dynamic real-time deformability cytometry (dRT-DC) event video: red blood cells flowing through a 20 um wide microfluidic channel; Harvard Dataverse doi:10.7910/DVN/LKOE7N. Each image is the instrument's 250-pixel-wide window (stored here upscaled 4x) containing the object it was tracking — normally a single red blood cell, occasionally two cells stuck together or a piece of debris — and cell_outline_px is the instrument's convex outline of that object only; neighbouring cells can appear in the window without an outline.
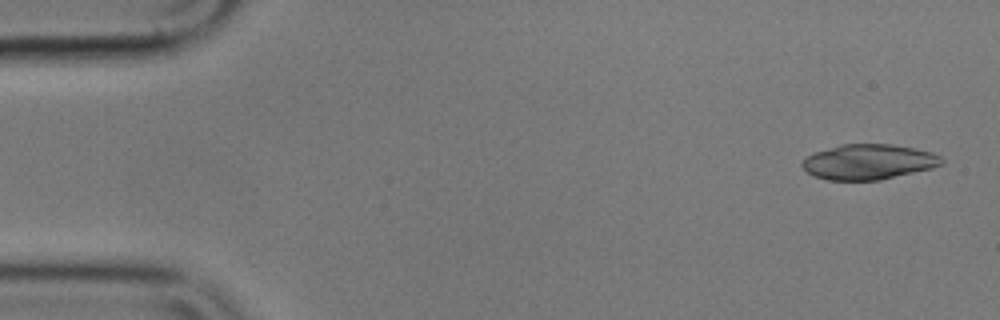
{"species": "common noctule bat (a hibernating species)", "species_latin": "Nyctalus noctula", "temperature_condition": "cold", "stored_images_in_passage": 53, "camera_frame_rate_fps": 3000, "um_per_image_px": 0.085, "animal": {"sex": "male", "body_mass_g": 17.9}, "frame": {"image": 1, "passage_image": 1, "time_ms": 0.0, "image_size_px": [1000, 320], "cell_outline_px": [[944, 160], [940, 164], [932, 168], [880, 180], [828, 180], [816, 176], [808, 172], [800, 164], [808, 156], [816, 152], [840, 144], [892, 144], [916, 148], [932, 152], [940, 156]], "centroid_in_image_um": [73.85, 13.75], "position_along_channel_um": 11.2, "area_um2": 28.44}}
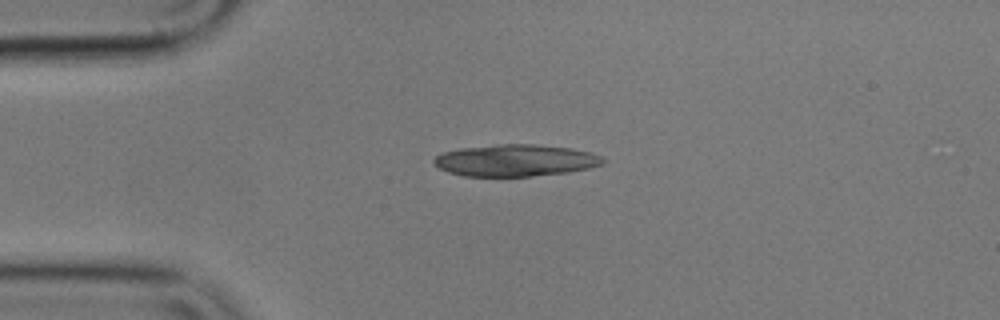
{"frame": {"image": 2, "passage_image": 11, "time_ms": 3.333, "image_size_px": [1000, 320], "cell_outline_px": [[604, 164], [588, 168], [568, 172], [532, 176], [464, 176], [448, 172], [432, 164], [432, 160], [436, 156], [444, 152], [460, 148], [496, 144], [536, 144], [572, 148], [592, 152], [600, 156], [604, 160]], "centroid_in_image_um": [43.81, 13.63], "position_along_channel_um": 41.2, "area_um2": 31.5}}